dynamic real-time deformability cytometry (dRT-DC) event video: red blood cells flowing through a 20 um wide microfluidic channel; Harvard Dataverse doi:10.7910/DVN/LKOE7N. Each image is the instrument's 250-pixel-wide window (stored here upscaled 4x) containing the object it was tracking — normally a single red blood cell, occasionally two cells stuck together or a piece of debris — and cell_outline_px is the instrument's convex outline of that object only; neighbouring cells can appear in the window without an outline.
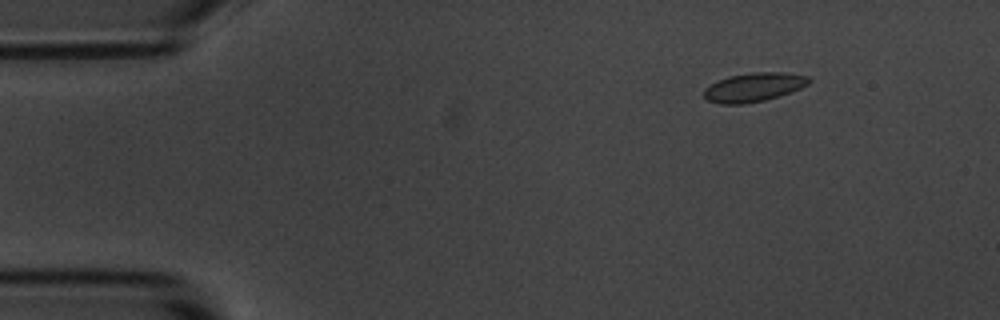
{"species": "common noctule bat (a hibernating species)", "species_latin": "Nyctalus noctula", "temperature_condition": "room temperature", "stored_images_in_passage": 55, "camera_frame_rate_fps": 3000, "um_per_image_px": 0.085, "animal": {"sex": "male", "body_mass_g": 20.1, "forearm_length_mm": 53.5}, "frame": {"image": 1, "passage_image": 7, "time_ms": 2.0, "image_size_px": [1000, 320], "cell_outline_px": [[812, 80], [808, 84], [800, 88], [764, 100], [744, 104], [720, 104], [708, 100], [704, 96], [704, 88], [716, 80], [728, 76], [752, 72], [780, 72], [808, 76]], "centroid_in_image_um": [64.02, 7.4], "position_along_channel_um": 21.0, "area_um2": 17.57}}
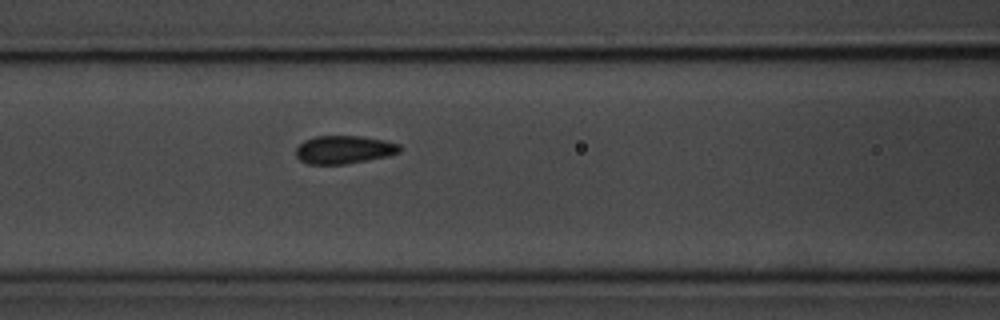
{"frame": {"image": 2, "passage_image": 23, "time_ms": 7.333, "image_size_px": [1000, 320], "cell_outline_px": [[400, 152], [388, 156], [368, 160], [344, 164], [308, 164], [300, 160], [296, 156], [296, 148], [304, 140], [316, 136], [360, 136], [384, 140], [400, 144]], "centroid_in_image_um": [29.24, 12.72], "position_along_channel_um": 137.4, "area_um2": 16.99}}
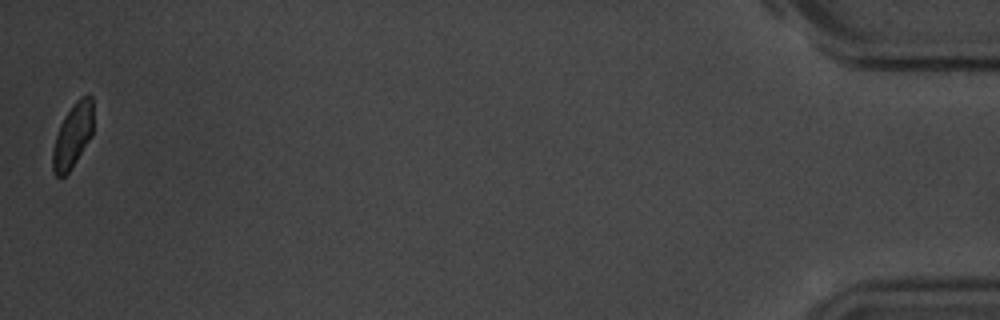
{"frame": {"image": 3, "passage_image": 55, "time_ms": 18.0, "image_size_px": [1000, 320], "cell_outline_px": [[92, 136], [68, 172], [64, 176], [56, 176], [52, 172], [52, 148], [60, 124], [64, 116], [72, 104], [80, 96], [92, 96]], "centroid_in_image_um": [6.16, 11.52], "position_along_channel_um": 429.0, "area_um2": 15.14}, "authors_computed_cell_mechanics": {"area_um2": 16.8776, "velocity_mm_per_s": 3.6202, "shape_relaxation_time_tau1_ms": 2.3472, "shape_relaxation_time_tau2_ms": 0.9549, "deformation_change_tau1": 0.0873, "deformation_change_tau2": 0.0448}}